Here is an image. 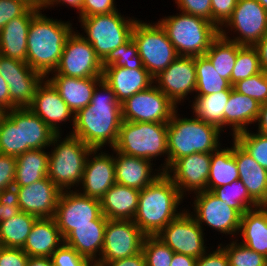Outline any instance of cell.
Segmentation results:
<instances>
[{
    "mask_svg": "<svg viewBox=\"0 0 267 266\" xmlns=\"http://www.w3.org/2000/svg\"><path fill=\"white\" fill-rule=\"evenodd\" d=\"M196 66L194 57L178 56L164 71L154 77L159 88L177 107L196 91ZM188 97V98H187ZM182 102V104H181Z\"/></svg>",
    "mask_w": 267,
    "mask_h": 266,
    "instance_id": "18",
    "label": "cell"
},
{
    "mask_svg": "<svg viewBox=\"0 0 267 266\" xmlns=\"http://www.w3.org/2000/svg\"><path fill=\"white\" fill-rule=\"evenodd\" d=\"M232 138L267 170V136L248 129L237 133Z\"/></svg>",
    "mask_w": 267,
    "mask_h": 266,
    "instance_id": "44",
    "label": "cell"
},
{
    "mask_svg": "<svg viewBox=\"0 0 267 266\" xmlns=\"http://www.w3.org/2000/svg\"><path fill=\"white\" fill-rule=\"evenodd\" d=\"M232 86L226 91L213 93L206 96H193L189 105L194 116L202 119L208 124L214 125L224 131V110L229 100Z\"/></svg>",
    "mask_w": 267,
    "mask_h": 266,
    "instance_id": "36",
    "label": "cell"
},
{
    "mask_svg": "<svg viewBox=\"0 0 267 266\" xmlns=\"http://www.w3.org/2000/svg\"><path fill=\"white\" fill-rule=\"evenodd\" d=\"M20 212L17 187L12 186L2 190L0 192V222L8 220Z\"/></svg>",
    "mask_w": 267,
    "mask_h": 266,
    "instance_id": "50",
    "label": "cell"
},
{
    "mask_svg": "<svg viewBox=\"0 0 267 266\" xmlns=\"http://www.w3.org/2000/svg\"><path fill=\"white\" fill-rule=\"evenodd\" d=\"M204 55L220 73V77L230 82L237 57V43L219 35Z\"/></svg>",
    "mask_w": 267,
    "mask_h": 266,
    "instance_id": "39",
    "label": "cell"
},
{
    "mask_svg": "<svg viewBox=\"0 0 267 266\" xmlns=\"http://www.w3.org/2000/svg\"><path fill=\"white\" fill-rule=\"evenodd\" d=\"M116 0H83L81 17L107 14L118 11Z\"/></svg>",
    "mask_w": 267,
    "mask_h": 266,
    "instance_id": "54",
    "label": "cell"
},
{
    "mask_svg": "<svg viewBox=\"0 0 267 266\" xmlns=\"http://www.w3.org/2000/svg\"><path fill=\"white\" fill-rule=\"evenodd\" d=\"M119 11L78 18L83 32L76 31L92 45L101 61L132 37L138 18L125 17Z\"/></svg>",
    "mask_w": 267,
    "mask_h": 266,
    "instance_id": "8",
    "label": "cell"
},
{
    "mask_svg": "<svg viewBox=\"0 0 267 266\" xmlns=\"http://www.w3.org/2000/svg\"><path fill=\"white\" fill-rule=\"evenodd\" d=\"M235 162L238 167L239 179L245 185L250 197L259 204L267 190V170L247 154L236 141Z\"/></svg>",
    "mask_w": 267,
    "mask_h": 266,
    "instance_id": "32",
    "label": "cell"
},
{
    "mask_svg": "<svg viewBox=\"0 0 267 266\" xmlns=\"http://www.w3.org/2000/svg\"><path fill=\"white\" fill-rule=\"evenodd\" d=\"M28 258L22 248L0 246V266H27Z\"/></svg>",
    "mask_w": 267,
    "mask_h": 266,
    "instance_id": "55",
    "label": "cell"
},
{
    "mask_svg": "<svg viewBox=\"0 0 267 266\" xmlns=\"http://www.w3.org/2000/svg\"><path fill=\"white\" fill-rule=\"evenodd\" d=\"M28 108L45 122L55 134L64 132L61 125L67 124L66 122L70 123L69 125L72 126L73 130L75 114L46 78L38 85Z\"/></svg>",
    "mask_w": 267,
    "mask_h": 266,
    "instance_id": "21",
    "label": "cell"
},
{
    "mask_svg": "<svg viewBox=\"0 0 267 266\" xmlns=\"http://www.w3.org/2000/svg\"><path fill=\"white\" fill-rule=\"evenodd\" d=\"M82 4H83V0H45L42 4H41V9L43 10H47V9H52L55 8L56 6L60 7V6H69L73 9L77 10V13L79 14V17L77 16V18H81V10H82ZM47 8V9H46Z\"/></svg>",
    "mask_w": 267,
    "mask_h": 266,
    "instance_id": "57",
    "label": "cell"
},
{
    "mask_svg": "<svg viewBox=\"0 0 267 266\" xmlns=\"http://www.w3.org/2000/svg\"><path fill=\"white\" fill-rule=\"evenodd\" d=\"M109 65L128 69H145L138 53V46L131 37L126 43L111 51L102 61V67Z\"/></svg>",
    "mask_w": 267,
    "mask_h": 266,
    "instance_id": "43",
    "label": "cell"
},
{
    "mask_svg": "<svg viewBox=\"0 0 267 266\" xmlns=\"http://www.w3.org/2000/svg\"><path fill=\"white\" fill-rule=\"evenodd\" d=\"M38 218L29 213L20 212L16 216L0 222V246L23 248L32 226Z\"/></svg>",
    "mask_w": 267,
    "mask_h": 266,
    "instance_id": "37",
    "label": "cell"
},
{
    "mask_svg": "<svg viewBox=\"0 0 267 266\" xmlns=\"http://www.w3.org/2000/svg\"><path fill=\"white\" fill-rule=\"evenodd\" d=\"M211 157L212 153L186 155L177 159L164 173L186 199L189 193L207 190Z\"/></svg>",
    "mask_w": 267,
    "mask_h": 266,
    "instance_id": "19",
    "label": "cell"
},
{
    "mask_svg": "<svg viewBox=\"0 0 267 266\" xmlns=\"http://www.w3.org/2000/svg\"><path fill=\"white\" fill-rule=\"evenodd\" d=\"M113 154L106 149H92L88 154L81 184L76 189L81 194L100 200L116 183L115 161ZM100 151V152H99ZM107 152V153H106Z\"/></svg>",
    "mask_w": 267,
    "mask_h": 266,
    "instance_id": "20",
    "label": "cell"
},
{
    "mask_svg": "<svg viewBox=\"0 0 267 266\" xmlns=\"http://www.w3.org/2000/svg\"><path fill=\"white\" fill-rule=\"evenodd\" d=\"M27 266H53L49 257H29Z\"/></svg>",
    "mask_w": 267,
    "mask_h": 266,
    "instance_id": "63",
    "label": "cell"
},
{
    "mask_svg": "<svg viewBox=\"0 0 267 266\" xmlns=\"http://www.w3.org/2000/svg\"><path fill=\"white\" fill-rule=\"evenodd\" d=\"M102 80L112 88L120 104L154 84V78L146 69H128L114 65L103 68Z\"/></svg>",
    "mask_w": 267,
    "mask_h": 266,
    "instance_id": "26",
    "label": "cell"
},
{
    "mask_svg": "<svg viewBox=\"0 0 267 266\" xmlns=\"http://www.w3.org/2000/svg\"><path fill=\"white\" fill-rule=\"evenodd\" d=\"M17 166L14 186H27L47 177L49 152L31 149L16 157Z\"/></svg>",
    "mask_w": 267,
    "mask_h": 266,
    "instance_id": "35",
    "label": "cell"
},
{
    "mask_svg": "<svg viewBox=\"0 0 267 266\" xmlns=\"http://www.w3.org/2000/svg\"><path fill=\"white\" fill-rule=\"evenodd\" d=\"M41 10L34 3L22 16L10 20L0 30V54L26 62L27 35L32 18Z\"/></svg>",
    "mask_w": 267,
    "mask_h": 266,
    "instance_id": "25",
    "label": "cell"
},
{
    "mask_svg": "<svg viewBox=\"0 0 267 266\" xmlns=\"http://www.w3.org/2000/svg\"><path fill=\"white\" fill-rule=\"evenodd\" d=\"M177 109L167 126L168 168L179 158L193 153H212L222 145L223 131L192 116L183 118Z\"/></svg>",
    "mask_w": 267,
    "mask_h": 266,
    "instance_id": "4",
    "label": "cell"
},
{
    "mask_svg": "<svg viewBox=\"0 0 267 266\" xmlns=\"http://www.w3.org/2000/svg\"><path fill=\"white\" fill-rule=\"evenodd\" d=\"M132 38L138 46L143 66L153 78L178 57L166 31L156 21L147 23L138 19L133 26Z\"/></svg>",
    "mask_w": 267,
    "mask_h": 266,
    "instance_id": "9",
    "label": "cell"
},
{
    "mask_svg": "<svg viewBox=\"0 0 267 266\" xmlns=\"http://www.w3.org/2000/svg\"><path fill=\"white\" fill-rule=\"evenodd\" d=\"M232 145V146H231ZM230 147L221 146L212 152L207 190L213 191L216 187L231 184L239 179L238 167L235 162V140Z\"/></svg>",
    "mask_w": 267,
    "mask_h": 266,
    "instance_id": "34",
    "label": "cell"
},
{
    "mask_svg": "<svg viewBox=\"0 0 267 266\" xmlns=\"http://www.w3.org/2000/svg\"><path fill=\"white\" fill-rule=\"evenodd\" d=\"M238 0H211V22L220 30L231 18Z\"/></svg>",
    "mask_w": 267,
    "mask_h": 266,
    "instance_id": "51",
    "label": "cell"
},
{
    "mask_svg": "<svg viewBox=\"0 0 267 266\" xmlns=\"http://www.w3.org/2000/svg\"><path fill=\"white\" fill-rule=\"evenodd\" d=\"M256 123L255 126L258 127L256 131L267 136V102L261 104Z\"/></svg>",
    "mask_w": 267,
    "mask_h": 266,
    "instance_id": "60",
    "label": "cell"
},
{
    "mask_svg": "<svg viewBox=\"0 0 267 266\" xmlns=\"http://www.w3.org/2000/svg\"><path fill=\"white\" fill-rule=\"evenodd\" d=\"M233 89L255 99L260 105L267 102V73L263 70L232 85Z\"/></svg>",
    "mask_w": 267,
    "mask_h": 266,
    "instance_id": "47",
    "label": "cell"
},
{
    "mask_svg": "<svg viewBox=\"0 0 267 266\" xmlns=\"http://www.w3.org/2000/svg\"><path fill=\"white\" fill-rule=\"evenodd\" d=\"M266 34L267 11L257 0H238L231 18L220 29L225 39L248 46H255Z\"/></svg>",
    "mask_w": 267,
    "mask_h": 266,
    "instance_id": "10",
    "label": "cell"
},
{
    "mask_svg": "<svg viewBox=\"0 0 267 266\" xmlns=\"http://www.w3.org/2000/svg\"><path fill=\"white\" fill-rule=\"evenodd\" d=\"M63 135L55 134L48 148L51 151L47 177L61 191L76 190L81 184L85 163L92 148L71 133L66 134L65 138Z\"/></svg>",
    "mask_w": 267,
    "mask_h": 266,
    "instance_id": "5",
    "label": "cell"
},
{
    "mask_svg": "<svg viewBox=\"0 0 267 266\" xmlns=\"http://www.w3.org/2000/svg\"><path fill=\"white\" fill-rule=\"evenodd\" d=\"M239 238L231 239L227 244L218 245L225 251L230 266H267V258L249 249L239 242Z\"/></svg>",
    "mask_w": 267,
    "mask_h": 266,
    "instance_id": "42",
    "label": "cell"
},
{
    "mask_svg": "<svg viewBox=\"0 0 267 266\" xmlns=\"http://www.w3.org/2000/svg\"><path fill=\"white\" fill-rule=\"evenodd\" d=\"M101 215L100 200L65 190L58 199L54 219L64 239L76 226L94 225Z\"/></svg>",
    "mask_w": 267,
    "mask_h": 266,
    "instance_id": "14",
    "label": "cell"
},
{
    "mask_svg": "<svg viewBox=\"0 0 267 266\" xmlns=\"http://www.w3.org/2000/svg\"><path fill=\"white\" fill-rule=\"evenodd\" d=\"M260 104L253 98L232 91L224 110V129L231 130L230 136L248 130V126L255 124L259 116ZM227 127V128H226Z\"/></svg>",
    "mask_w": 267,
    "mask_h": 266,
    "instance_id": "30",
    "label": "cell"
},
{
    "mask_svg": "<svg viewBox=\"0 0 267 266\" xmlns=\"http://www.w3.org/2000/svg\"><path fill=\"white\" fill-rule=\"evenodd\" d=\"M204 236L205 232L186 207L178 217L156 235L175 253L185 254L196 259L209 248L205 243L207 238Z\"/></svg>",
    "mask_w": 267,
    "mask_h": 266,
    "instance_id": "15",
    "label": "cell"
},
{
    "mask_svg": "<svg viewBox=\"0 0 267 266\" xmlns=\"http://www.w3.org/2000/svg\"><path fill=\"white\" fill-rule=\"evenodd\" d=\"M45 78L74 114L90 104L93 91L102 80V78H76L65 75H47Z\"/></svg>",
    "mask_w": 267,
    "mask_h": 266,
    "instance_id": "27",
    "label": "cell"
},
{
    "mask_svg": "<svg viewBox=\"0 0 267 266\" xmlns=\"http://www.w3.org/2000/svg\"><path fill=\"white\" fill-rule=\"evenodd\" d=\"M102 74L101 59L92 45L74 30L65 42L57 68L48 75L102 78Z\"/></svg>",
    "mask_w": 267,
    "mask_h": 266,
    "instance_id": "12",
    "label": "cell"
},
{
    "mask_svg": "<svg viewBox=\"0 0 267 266\" xmlns=\"http://www.w3.org/2000/svg\"><path fill=\"white\" fill-rule=\"evenodd\" d=\"M178 10L211 22V0H174Z\"/></svg>",
    "mask_w": 267,
    "mask_h": 266,
    "instance_id": "52",
    "label": "cell"
},
{
    "mask_svg": "<svg viewBox=\"0 0 267 266\" xmlns=\"http://www.w3.org/2000/svg\"><path fill=\"white\" fill-rule=\"evenodd\" d=\"M174 45L178 56H202L220 35V30L210 21L179 10L158 20Z\"/></svg>",
    "mask_w": 267,
    "mask_h": 266,
    "instance_id": "6",
    "label": "cell"
},
{
    "mask_svg": "<svg viewBox=\"0 0 267 266\" xmlns=\"http://www.w3.org/2000/svg\"><path fill=\"white\" fill-rule=\"evenodd\" d=\"M259 53L261 69L267 73V34L255 45Z\"/></svg>",
    "mask_w": 267,
    "mask_h": 266,
    "instance_id": "61",
    "label": "cell"
},
{
    "mask_svg": "<svg viewBox=\"0 0 267 266\" xmlns=\"http://www.w3.org/2000/svg\"><path fill=\"white\" fill-rule=\"evenodd\" d=\"M194 63L197 74L195 96L219 93L232 86L228 80L220 77V73L205 55L194 57Z\"/></svg>",
    "mask_w": 267,
    "mask_h": 266,
    "instance_id": "38",
    "label": "cell"
},
{
    "mask_svg": "<svg viewBox=\"0 0 267 266\" xmlns=\"http://www.w3.org/2000/svg\"><path fill=\"white\" fill-rule=\"evenodd\" d=\"M64 243L54 218H38L22 250L29 257H51Z\"/></svg>",
    "mask_w": 267,
    "mask_h": 266,
    "instance_id": "29",
    "label": "cell"
},
{
    "mask_svg": "<svg viewBox=\"0 0 267 266\" xmlns=\"http://www.w3.org/2000/svg\"><path fill=\"white\" fill-rule=\"evenodd\" d=\"M178 108L154 84L121 103L122 119L128 122L168 123Z\"/></svg>",
    "mask_w": 267,
    "mask_h": 266,
    "instance_id": "13",
    "label": "cell"
},
{
    "mask_svg": "<svg viewBox=\"0 0 267 266\" xmlns=\"http://www.w3.org/2000/svg\"><path fill=\"white\" fill-rule=\"evenodd\" d=\"M114 161L115 182L138 190L150 185L164 173L159 167L154 169L156 164L148 159L126 155L115 149Z\"/></svg>",
    "mask_w": 267,
    "mask_h": 266,
    "instance_id": "23",
    "label": "cell"
},
{
    "mask_svg": "<svg viewBox=\"0 0 267 266\" xmlns=\"http://www.w3.org/2000/svg\"><path fill=\"white\" fill-rule=\"evenodd\" d=\"M17 187L20 211L37 218H54L61 190L45 177L27 186Z\"/></svg>",
    "mask_w": 267,
    "mask_h": 266,
    "instance_id": "22",
    "label": "cell"
},
{
    "mask_svg": "<svg viewBox=\"0 0 267 266\" xmlns=\"http://www.w3.org/2000/svg\"><path fill=\"white\" fill-rule=\"evenodd\" d=\"M33 0H0V30L12 19L22 16Z\"/></svg>",
    "mask_w": 267,
    "mask_h": 266,
    "instance_id": "49",
    "label": "cell"
},
{
    "mask_svg": "<svg viewBox=\"0 0 267 266\" xmlns=\"http://www.w3.org/2000/svg\"><path fill=\"white\" fill-rule=\"evenodd\" d=\"M258 207L267 211V190H266L264 198L258 204Z\"/></svg>",
    "mask_w": 267,
    "mask_h": 266,
    "instance_id": "64",
    "label": "cell"
},
{
    "mask_svg": "<svg viewBox=\"0 0 267 266\" xmlns=\"http://www.w3.org/2000/svg\"><path fill=\"white\" fill-rule=\"evenodd\" d=\"M95 266H146L145 258L142 251L136 255L118 259L106 264H95Z\"/></svg>",
    "mask_w": 267,
    "mask_h": 266,
    "instance_id": "58",
    "label": "cell"
},
{
    "mask_svg": "<svg viewBox=\"0 0 267 266\" xmlns=\"http://www.w3.org/2000/svg\"><path fill=\"white\" fill-rule=\"evenodd\" d=\"M195 264L196 258L174 252L170 266H195Z\"/></svg>",
    "mask_w": 267,
    "mask_h": 266,
    "instance_id": "62",
    "label": "cell"
},
{
    "mask_svg": "<svg viewBox=\"0 0 267 266\" xmlns=\"http://www.w3.org/2000/svg\"><path fill=\"white\" fill-rule=\"evenodd\" d=\"M167 126L168 123L122 121L114 149L152 163L159 156L165 157L159 166L165 172L168 169Z\"/></svg>",
    "mask_w": 267,
    "mask_h": 266,
    "instance_id": "7",
    "label": "cell"
},
{
    "mask_svg": "<svg viewBox=\"0 0 267 266\" xmlns=\"http://www.w3.org/2000/svg\"><path fill=\"white\" fill-rule=\"evenodd\" d=\"M16 157L0 153V192L14 186Z\"/></svg>",
    "mask_w": 267,
    "mask_h": 266,
    "instance_id": "53",
    "label": "cell"
},
{
    "mask_svg": "<svg viewBox=\"0 0 267 266\" xmlns=\"http://www.w3.org/2000/svg\"><path fill=\"white\" fill-rule=\"evenodd\" d=\"M70 21L49 18L42 9L32 18L27 35L26 63L46 77L57 68L67 38L75 30Z\"/></svg>",
    "mask_w": 267,
    "mask_h": 266,
    "instance_id": "2",
    "label": "cell"
},
{
    "mask_svg": "<svg viewBox=\"0 0 267 266\" xmlns=\"http://www.w3.org/2000/svg\"><path fill=\"white\" fill-rule=\"evenodd\" d=\"M140 190L115 183L100 199L101 212L111 220H133Z\"/></svg>",
    "mask_w": 267,
    "mask_h": 266,
    "instance_id": "31",
    "label": "cell"
},
{
    "mask_svg": "<svg viewBox=\"0 0 267 266\" xmlns=\"http://www.w3.org/2000/svg\"><path fill=\"white\" fill-rule=\"evenodd\" d=\"M212 192L220 200L227 203L228 206L236 209L241 215L246 210L258 207V204L250 197L240 179L234 180L231 184L216 187Z\"/></svg>",
    "mask_w": 267,
    "mask_h": 266,
    "instance_id": "40",
    "label": "cell"
},
{
    "mask_svg": "<svg viewBox=\"0 0 267 266\" xmlns=\"http://www.w3.org/2000/svg\"><path fill=\"white\" fill-rule=\"evenodd\" d=\"M11 110V98L9 87L0 75V113Z\"/></svg>",
    "mask_w": 267,
    "mask_h": 266,
    "instance_id": "59",
    "label": "cell"
},
{
    "mask_svg": "<svg viewBox=\"0 0 267 266\" xmlns=\"http://www.w3.org/2000/svg\"><path fill=\"white\" fill-rule=\"evenodd\" d=\"M121 104L112 88L103 80L95 87L91 102L75 114L72 135L92 149L114 148L122 123Z\"/></svg>",
    "mask_w": 267,
    "mask_h": 266,
    "instance_id": "1",
    "label": "cell"
},
{
    "mask_svg": "<svg viewBox=\"0 0 267 266\" xmlns=\"http://www.w3.org/2000/svg\"><path fill=\"white\" fill-rule=\"evenodd\" d=\"M0 75L9 87L11 110L28 108L38 85L45 78L26 62L5 57L0 54Z\"/></svg>",
    "mask_w": 267,
    "mask_h": 266,
    "instance_id": "17",
    "label": "cell"
},
{
    "mask_svg": "<svg viewBox=\"0 0 267 266\" xmlns=\"http://www.w3.org/2000/svg\"><path fill=\"white\" fill-rule=\"evenodd\" d=\"M53 266H95V264L80 255L74 248L63 243L52 255Z\"/></svg>",
    "mask_w": 267,
    "mask_h": 266,
    "instance_id": "48",
    "label": "cell"
},
{
    "mask_svg": "<svg viewBox=\"0 0 267 266\" xmlns=\"http://www.w3.org/2000/svg\"><path fill=\"white\" fill-rule=\"evenodd\" d=\"M193 207L189 213L194 217L199 226L203 229L204 225L209 226L212 230L229 235L233 239H237L240 229L241 214L227 203L220 200L212 191L205 190L192 195ZM204 224V225H203ZM205 229V230H204ZM235 237V238H234Z\"/></svg>",
    "mask_w": 267,
    "mask_h": 266,
    "instance_id": "11",
    "label": "cell"
},
{
    "mask_svg": "<svg viewBox=\"0 0 267 266\" xmlns=\"http://www.w3.org/2000/svg\"><path fill=\"white\" fill-rule=\"evenodd\" d=\"M267 11V0H257Z\"/></svg>",
    "mask_w": 267,
    "mask_h": 266,
    "instance_id": "65",
    "label": "cell"
},
{
    "mask_svg": "<svg viewBox=\"0 0 267 266\" xmlns=\"http://www.w3.org/2000/svg\"><path fill=\"white\" fill-rule=\"evenodd\" d=\"M183 200L173 181L163 173L140 190L133 221L146 236H156L185 210L179 207Z\"/></svg>",
    "mask_w": 267,
    "mask_h": 266,
    "instance_id": "3",
    "label": "cell"
},
{
    "mask_svg": "<svg viewBox=\"0 0 267 266\" xmlns=\"http://www.w3.org/2000/svg\"><path fill=\"white\" fill-rule=\"evenodd\" d=\"M238 235L241 244L267 258V211L259 207L246 210Z\"/></svg>",
    "mask_w": 267,
    "mask_h": 266,
    "instance_id": "33",
    "label": "cell"
},
{
    "mask_svg": "<svg viewBox=\"0 0 267 266\" xmlns=\"http://www.w3.org/2000/svg\"><path fill=\"white\" fill-rule=\"evenodd\" d=\"M142 253L146 266H170L174 251L156 236H145Z\"/></svg>",
    "mask_w": 267,
    "mask_h": 266,
    "instance_id": "46",
    "label": "cell"
},
{
    "mask_svg": "<svg viewBox=\"0 0 267 266\" xmlns=\"http://www.w3.org/2000/svg\"><path fill=\"white\" fill-rule=\"evenodd\" d=\"M4 113L20 125L21 154L31 149L48 150L55 133L29 108H15Z\"/></svg>",
    "mask_w": 267,
    "mask_h": 266,
    "instance_id": "24",
    "label": "cell"
},
{
    "mask_svg": "<svg viewBox=\"0 0 267 266\" xmlns=\"http://www.w3.org/2000/svg\"><path fill=\"white\" fill-rule=\"evenodd\" d=\"M106 224L107 218L102 214L94 220V225L76 226L64 238V243L95 264L103 250Z\"/></svg>",
    "mask_w": 267,
    "mask_h": 266,
    "instance_id": "28",
    "label": "cell"
},
{
    "mask_svg": "<svg viewBox=\"0 0 267 266\" xmlns=\"http://www.w3.org/2000/svg\"><path fill=\"white\" fill-rule=\"evenodd\" d=\"M145 236L133 220L107 219L103 250L95 264H106L140 253Z\"/></svg>",
    "mask_w": 267,
    "mask_h": 266,
    "instance_id": "16",
    "label": "cell"
},
{
    "mask_svg": "<svg viewBox=\"0 0 267 266\" xmlns=\"http://www.w3.org/2000/svg\"><path fill=\"white\" fill-rule=\"evenodd\" d=\"M45 0H33L34 3L41 5Z\"/></svg>",
    "mask_w": 267,
    "mask_h": 266,
    "instance_id": "66",
    "label": "cell"
},
{
    "mask_svg": "<svg viewBox=\"0 0 267 266\" xmlns=\"http://www.w3.org/2000/svg\"><path fill=\"white\" fill-rule=\"evenodd\" d=\"M261 71L257 48L255 46L239 45L237 43V57L231 74L230 84L233 85Z\"/></svg>",
    "mask_w": 267,
    "mask_h": 266,
    "instance_id": "41",
    "label": "cell"
},
{
    "mask_svg": "<svg viewBox=\"0 0 267 266\" xmlns=\"http://www.w3.org/2000/svg\"><path fill=\"white\" fill-rule=\"evenodd\" d=\"M0 153L14 157L21 155L20 125L5 113H0Z\"/></svg>",
    "mask_w": 267,
    "mask_h": 266,
    "instance_id": "45",
    "label": "cell"
},
{
    "mask_svg": "<svg viewBox=\"0 0 267 266\" xmlns=\"http://www.w3.org/2000/svg\"><path fill=\"white\" fill-rule=\"evenodd\" d=\"M210 250L196 259L195 266H230L225 251L219 245L213 250L211 247Z\"/></svg>",
    "mask_w": 267,
    "mask_h": 266,
    "instance_id": "56",
    "label": "cell"
}]
</instances>
